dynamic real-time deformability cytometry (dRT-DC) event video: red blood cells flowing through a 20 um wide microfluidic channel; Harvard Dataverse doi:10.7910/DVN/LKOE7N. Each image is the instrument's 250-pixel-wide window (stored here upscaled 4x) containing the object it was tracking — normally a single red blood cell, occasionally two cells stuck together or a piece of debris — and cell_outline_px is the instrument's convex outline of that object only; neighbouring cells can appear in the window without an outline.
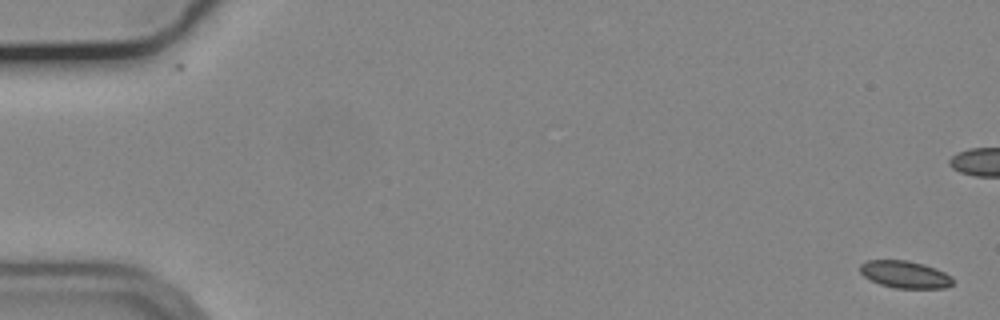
{"species": "common noctule bat (a hibernating species)", "species_latin": "Nyctalus noctula", "temperature_condition": "cold", "stored_images_in_passage": 57, "camera_frame_rate_fps": 3000, "um_per_image_px": 0.085, "animal": {"sex": "male", "body_mass_g": 19.2, "forearm_length_mm": 51.8}, "frame": {"image": 1, "passage_image": 1, "time_ms": 0.0, "image_size_px": [1000, 320], "cell_outline_px": [[952, 284], [948, 288], [896, 288], [880, 284], [864, 276], [860, 272], [860, 264], [868, 260], [908, 260], [924, 264], [936, 268], [952, 276]], "centroid_in_image_um": [76.94, 23.32], "position_along_channel_um": 8.1, "area_um2": 14.74}}
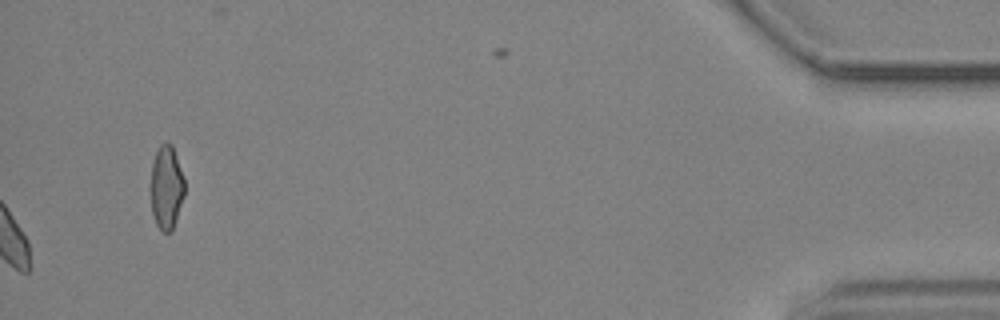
{"frame": {"image": 2, "passage_image": 57, "time_ms": 18.667, "image_size_px": [1000, 320], "cell_outline_px": [[184, 196], [172, 232], [164, 232], [156, 224], [152, 212], [152, 164], [156, 152], [160, 144], [168, 140], [172, 144], [184, 176]], "centroid_in_image_um": [14.17, 15.9], "position_along_channel_um": 421.0, "area_um2": 16.42}}